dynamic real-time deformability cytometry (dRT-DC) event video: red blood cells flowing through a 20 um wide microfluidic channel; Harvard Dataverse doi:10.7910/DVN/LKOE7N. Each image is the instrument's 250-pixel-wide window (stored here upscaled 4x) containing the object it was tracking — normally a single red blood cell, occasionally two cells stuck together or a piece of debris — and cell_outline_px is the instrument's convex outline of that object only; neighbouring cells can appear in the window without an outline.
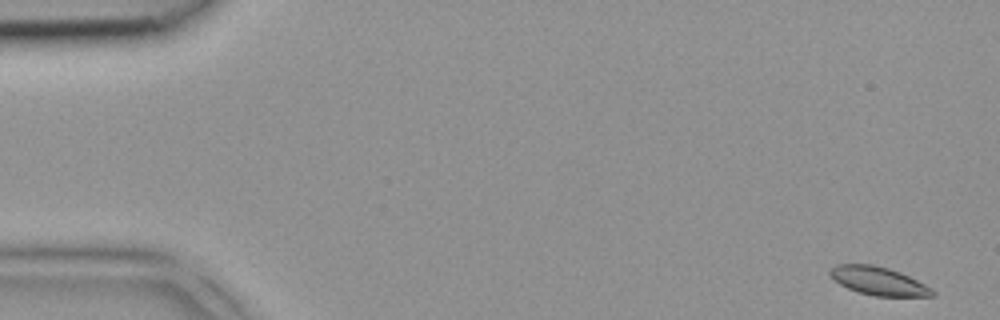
{"species": "common noctule bat (a hibernating species)", "species_latin": "Nyctalus noctula", "temperature_condition": "room temperature", "stored_images_in_passage": 2, "camera_frame_rate_fps": 3000, "um_per_image_px": 0.085, "animal": {"sex": "female", "body_mass_g": 18.4}, "frame": {"image": 1, "passage_image": 1, "time_ms": 0.0, "image_size_px": [1000, 320], "cell_outline_px": [[936, 296], [872, 296], [848, 288], [840, 284], [828, 272], [836, 264], [872, 264], [888, 268], [900, 272], [932, 288], [936, 292]], "centroid_in_image_um": [74.7, 23.88], "position_along_channel_um": 10.3, "area_um2": 16.7}}